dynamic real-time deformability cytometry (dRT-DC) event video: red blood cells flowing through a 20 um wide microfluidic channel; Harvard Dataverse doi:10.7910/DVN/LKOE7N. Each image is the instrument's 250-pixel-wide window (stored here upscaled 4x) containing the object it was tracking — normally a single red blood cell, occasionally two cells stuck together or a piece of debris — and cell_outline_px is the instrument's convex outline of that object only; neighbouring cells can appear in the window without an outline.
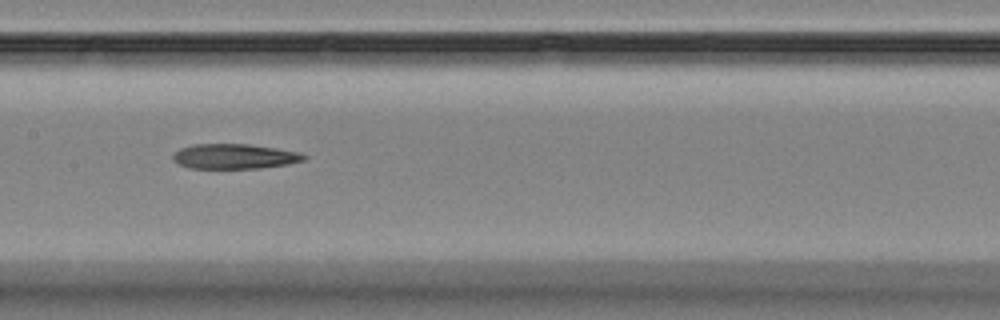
{"species": "Egyptian fruit bat (a non-hibernating species)", "species_latin": "Rousettus aegyptiacus", "temperature_condition": "room temperature", "stored_images_in_passage": 8, "camera_frame_rate_fps": 3000, "um_per_image_px": 0.085, "animal": {"sex": "female"}, "frame": {"image": 1, "passage_image": 5, "time_ms": 4.667, "image_size_px": [1000, 320], "cell_outline_px": [[308, 156], [304, 160], [288, 164], [260, 168], [188, 168], [172, 160], [172, 156], [180, 148], [192, 144], [248, 144], [276, 148], [300, 152]], "centroid_in_image_um": [19.93, 13.29], "position_along_channel_um": 187.5, "area_um2": 19.07}}
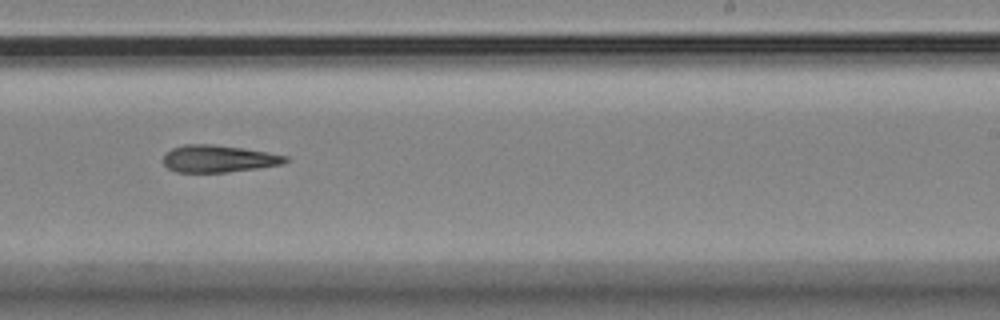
{"frame": {"image": 2, "passage_image": 7, "time_ms": 7.0, "image_size_px": [1000, 320], "cell_outline_px": [[292, 160], [284, 164], [228, 172], [176, 172], [168, 168], [164, 164], [164, 156], [172, 148], [184, 144], [212, 144], [244, 148], [268, 152], [288, 156]], "centroid_in_image_um": [18.63, 13.49], "position_along_channel_um": 270.4, "area_um2": 19.42}}
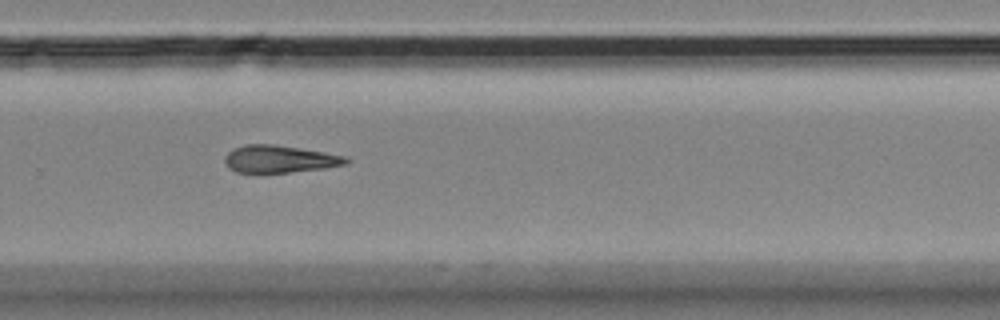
{"frame": {"image": 3, "passage_image": 8, "time_ms": 8.0, "image_size_px": [1000, 320], "cell_outline_px": [[352, 160], [344, 164], [324, 168], [260, 176], [256, 176], [236, 172], [228, 168], [224, 160], [224, 156], [228, 152], [244, 144], [272, 144], [324, 152], [348, 156]], "centroid_in_image_um": [23.7, 13.57], "position_along_channel_um": 306.1, "area_um2": 20.11}}